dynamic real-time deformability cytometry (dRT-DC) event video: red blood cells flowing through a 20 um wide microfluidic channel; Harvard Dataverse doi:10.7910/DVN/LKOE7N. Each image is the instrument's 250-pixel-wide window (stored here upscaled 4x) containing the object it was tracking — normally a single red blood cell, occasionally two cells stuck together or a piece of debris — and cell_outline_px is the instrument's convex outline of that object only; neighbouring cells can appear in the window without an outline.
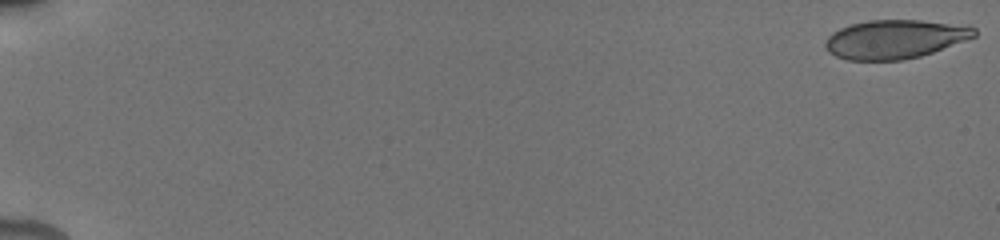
{"species": "human", "species_latin": "Homo sapiens", "temperature_condition": "cold", "stored_images_in_passage": 21, "camera_frame_rate_fps": 3000, "um_per_image_px": 0.085, "donor": {"sex": "male"}, "frame": {"image": 1, "passage_image": 1, "time_ms": 0.0, "image_size_px": [1000, 240], "cell_outline_px": [[976, 36], [932, 52], [920, 56], [900, 60], [848, 60], [836, 56], [828, 52], [824, 44], [828, 36], [832, 32], [840, 28], [852, 24], [868, 20], [920, 20], [968, 24], [976, 28]], "centroid_in_image_um": [76.08, 3.31], "position_along_channel_um": 8.9, "area_um2": 33.81}}
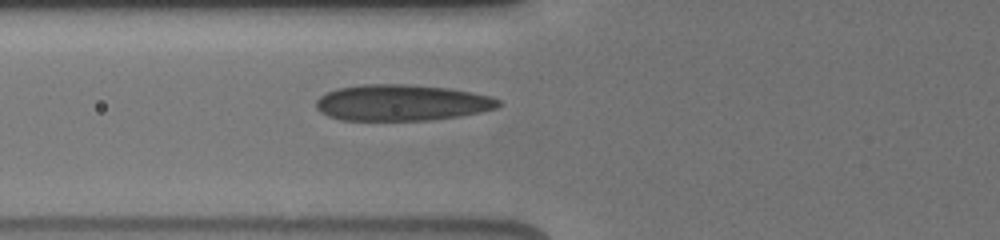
{"frame": {"image": 2, "passage_image": 13, "time_ms": 7.333, "image_size_px": [1000, 240], "cell_outline_px": [[500, 104], [496, 108], [480, 112], [460, 116], [428, 120], [340, 120], [328, 116], [320, 112], [316, 108], [316, 100], [320, 96], [336, 88], [364, 84], [408, 84], [448, 88], [492, 96], [500, 100]], "centroid_in_image_um": [34.12, 8.73], "position_along_channel_um": 91.7, "area_um2": 38.49}}
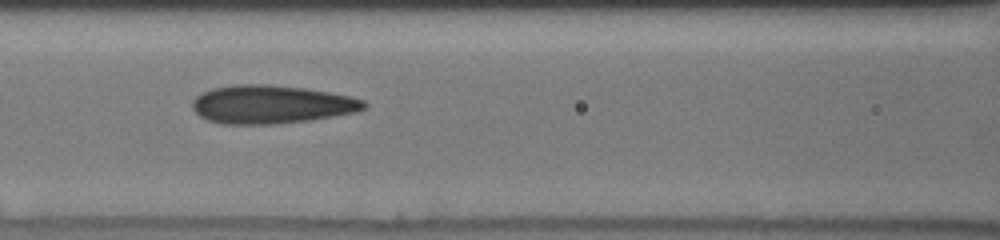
{"frame": {"image": 3, "passage_image": 16, "time_ms": 8.667, "image_size_px": [1000, 240], "cell_outline_px": [[368, 104], [364, 108], [356, 112], [312, 120], [276, 124], [220, 124], [208, 120], [200, 116], [192, 108], [192, 100], [196, 96], [212, 88], [236, 84], [268, 84], [304, 88], [328, 92], [348, 96], [364, 100]], "centroid_in_image_um": [23.05, 8.88], "position_along_channel_um": 143.6, "area_um2": 38.44}}